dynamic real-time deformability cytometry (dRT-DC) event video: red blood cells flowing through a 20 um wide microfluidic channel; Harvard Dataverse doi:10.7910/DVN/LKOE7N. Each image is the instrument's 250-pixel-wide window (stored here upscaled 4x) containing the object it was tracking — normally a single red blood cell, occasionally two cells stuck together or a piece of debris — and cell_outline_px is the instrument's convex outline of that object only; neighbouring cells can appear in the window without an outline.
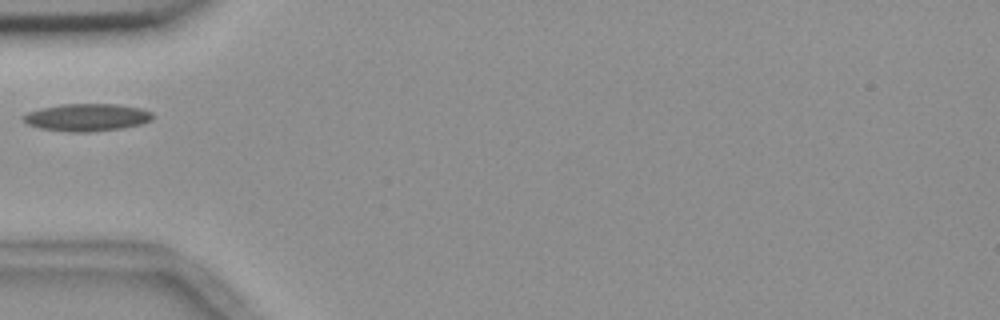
{"species": "common noctule bat (a hibernating species)", "species_latin": "Nyctalus noctula", "temperature_condition": "room temperature", "stored_images_in_passage": 23, "camera_frame_rate_fps": 3000, "um_per_image_px": 0.085, "animal": {"sex": "female", "body_mass_g": 18.4}, "frame": {"image": 1, "passage_image": 1, "time_ms": 0.0, "image_size_px": [1000, 320], "cell_outline_px": [[152, 120], [140, 124], [120, 128], [84, 132], [68, 132], [40, 128], [28, 124], [20, 116], [28, 112], [40, 108], [60, 104], [116, 104], [140, 108], [152, 112]], "centroid_in_image_um": [7.35, 9.97], "position_along_channel_um": 77.6, "area_um2": 20.58}}